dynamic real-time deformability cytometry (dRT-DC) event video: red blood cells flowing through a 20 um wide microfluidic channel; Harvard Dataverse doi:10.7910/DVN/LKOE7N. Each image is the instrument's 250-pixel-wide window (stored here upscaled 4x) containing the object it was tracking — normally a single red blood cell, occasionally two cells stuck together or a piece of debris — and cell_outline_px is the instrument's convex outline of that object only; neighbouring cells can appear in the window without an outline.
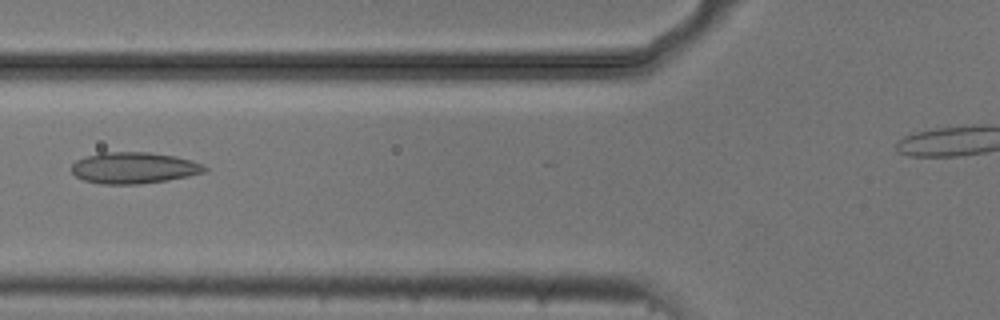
{"species": "common noctule bat (a hibernating species)", "species_latin": "Nyctalus noctula", "temperature_condition": "cold", "stored_images_in_passage": 9, "camera_frame_rate_fps": 3000, "um_per_image_px": 0.085, "animal": {"sex": "male", "body_mass_g": 20.5, "forearm_length_mm": 52.5}, "frame": {"image": 1, "passage_image": 5, "time_ms": 1.333, "image_size_px": [1000, 320], "cell_outline_px": [[208, 168], [204, 172], [188, 176], [140, 184], [104, 184], [84, 180], [76, 176], [72, 172], [72, 164], [76, 160], [100, 152], [148, 152], [176, 156], [204, 164]], "centroid_in_image_um": [11.38, 14.26], "position_along_channel_um": 114.4, "area_um2": 24.16}}
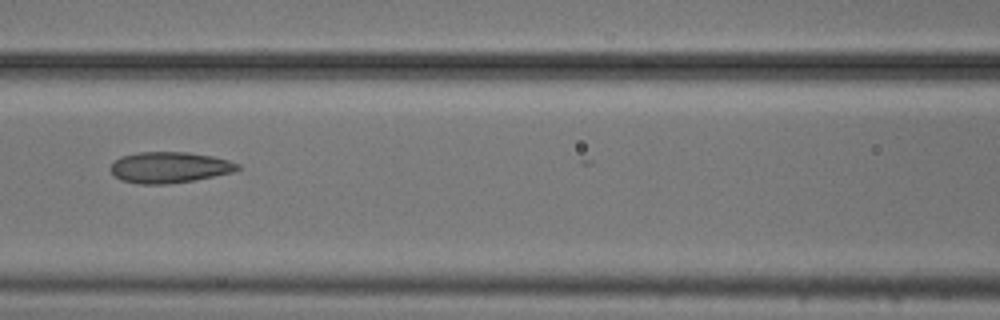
{"frame": {"image": 2, "passage_image": 6, "time_ms": 1.667, "image_size_px": [1000, 320], "cell_outline_px": [[240, 168], [232, 172], [196, 180], [168, 184], [140, 184], [120, 180], [108, 168], [112, 160], [120, 156], [140, 152], [188, 152], [212, 156], [228, 160], [240, 164]], "centroid_in_image_um": [14.36, 14.22], "position_along_channel_um": 152.2, "area_um2": 23.18}}
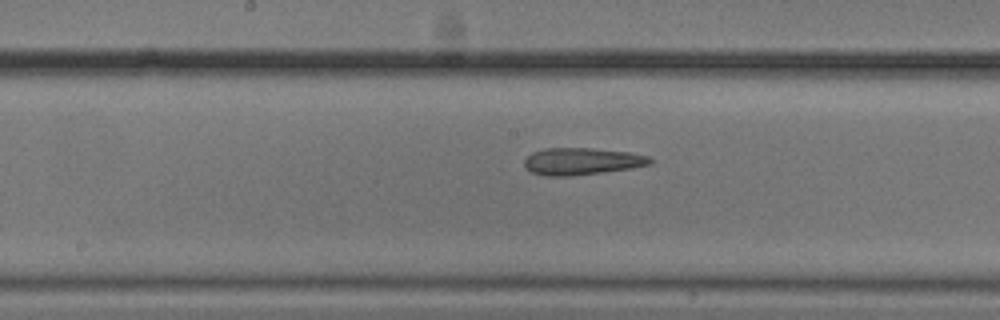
{"frame": {"image": 3, "passage_image": 9, "time_ms": 2.667, "image_size_px": [1000, 320], "cell_outline_px": [[656, 160], [652, 164], [632, 168], [572, 176], [544, 176], [532, 172], [524, 164], [524, 160], [532, 152], [544, 148], [592, 148], [628, 152], [648, 156]], "centroid_in_image_um": [49.48, 13.71], "position_along_channel_um": 198.7, "area_um2": 19.88}}